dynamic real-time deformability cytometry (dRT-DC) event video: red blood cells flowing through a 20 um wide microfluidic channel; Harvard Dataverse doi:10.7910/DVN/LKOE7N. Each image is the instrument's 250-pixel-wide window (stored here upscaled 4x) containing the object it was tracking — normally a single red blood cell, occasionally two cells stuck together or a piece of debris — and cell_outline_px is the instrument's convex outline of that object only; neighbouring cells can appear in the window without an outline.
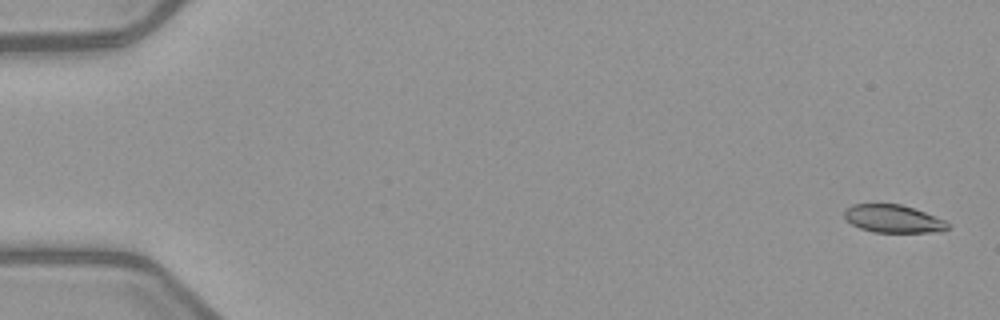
{"species": "common noctule bat (a hibernating species)", "species_latin": "Nyctalus noctula", "temperature_condition": "warm", "stored_images_in_passage": 6, "camera_frame_rate_fps": 3000, "um_per_image_px": 0.085, "animal": {"sex": "female", "body_mass_g": 21.9}, "frame": {"image": 1, "passage_image": 1, "time_ms": 0.0, "image_size_px": [1000, 320], "cell_outline_px": [[948, 228], [932, 232], [872, 232], [860, 228], [852, 224], [844, 216], [844, 208], [852, 204], [900, 204], [924, 212], [944, 220], [948, 224]], "centroid_in_image_um": [75.85, 18.59], "position_along_channel_um": 9.1, "area_um2": 16.53}}
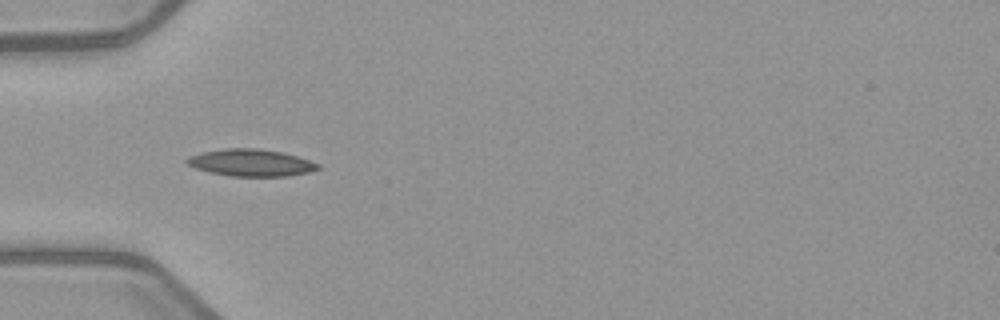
{"frame": {"image": 2, "passage_image": 5, "time_ms": 5.333, "image_size_px": [1000, 320], "cell_outline_px": [[320, 168], [308, 172], [288, 176], [232, 176], [212, 172], [196, 168], [188, 164], [184, 160], [188, 156], [200, 152], [224, 148], [256, 148], [284, 152], [320, 164]], "centroid_in_image_um": [21.31, 13.82], "position_along_channel_um": 63.7, "area_um2": 20.58}}